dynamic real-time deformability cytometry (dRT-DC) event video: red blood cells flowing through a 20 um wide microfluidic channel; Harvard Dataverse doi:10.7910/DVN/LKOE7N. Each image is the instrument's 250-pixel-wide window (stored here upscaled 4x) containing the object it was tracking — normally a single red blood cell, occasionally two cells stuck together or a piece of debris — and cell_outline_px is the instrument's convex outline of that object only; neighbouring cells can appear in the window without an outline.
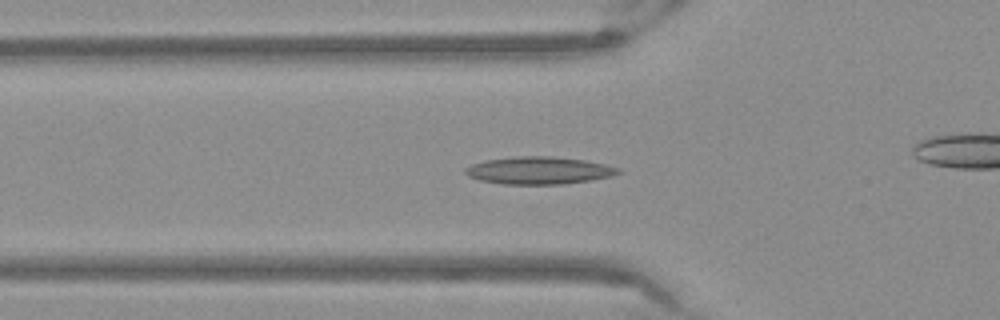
{"species": "Egyptian fruit bat (a non-hibernating species)", "species_latin": "Rousettus aegyptiacus", "temperature_condition": "warm", "stored_images_in_passage": 45, "camera_frame_rate_fps": 3000, "um_per_image_px": 0.085, "frame": {"image": 1, "passage_image": 10, "time_ms": 3.0, "image_size_px": [1000, 320], "cell_outline_px": [[624, 172], [612, 176], [592, 180], [560, 184], [504, 184], [480, 180], [468, 176], [464, 172], [464, 168], [472, 164], [488, 160], [516, 156], [552, 156], [584, 160], [604, 164], [620, 168]], "centroid_in_image_um": [45.84, 14.49], "position_along_channel_um": 80.0, "area_um2": 24.45}}
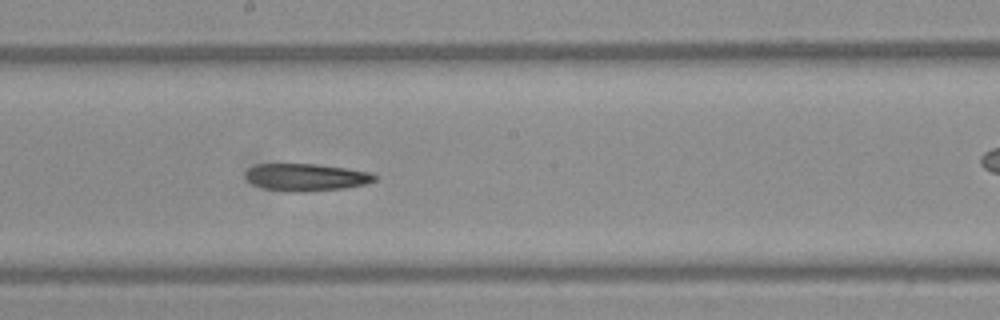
{"frame": {"image": 2, "passage_image": 21, "time_ms": 6.667, "image_size_px": [1000, 320], "cell_outline_px": [[380, 176], [376, 180], [364, 184], [344, 188], [300, 192], [292, 192], [264, 188], [252, 184], [244, 176], [244, 172], [248, 168], [256, 164], [316, 164], [348, 168], [372, 172]], "centroid_in_image_um": [26.03, 15.05], "position_along_channel_um": 222.2, "area_um2": 20.75}}
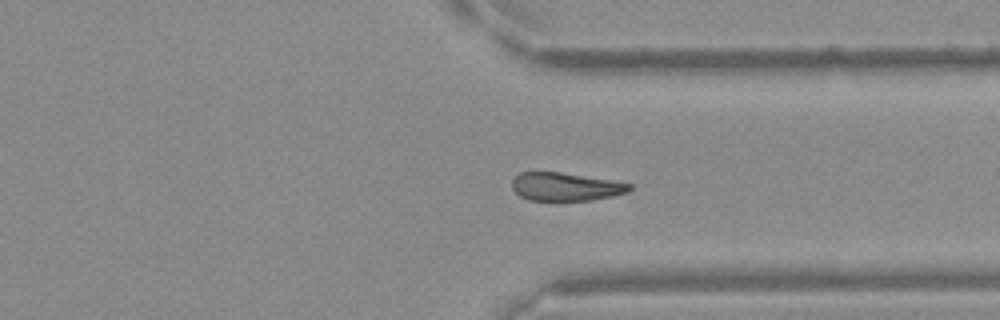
{"frame": {"image": 3, "passage_image": 32, "time_ms": 10.333, "image_size_px": [1000, 320], "cell_outline_px": [[632, 188], [628, 192], [612, 196], [592, 200], [528, 200], [520, 196], [512, 188], [512, 180], [520, 172], [560, 172], [632, 184]], "centroid_in_image_um": [48.05, 15.87], "position_along_channel_um": 363.3, "area_um2": 19.07}}